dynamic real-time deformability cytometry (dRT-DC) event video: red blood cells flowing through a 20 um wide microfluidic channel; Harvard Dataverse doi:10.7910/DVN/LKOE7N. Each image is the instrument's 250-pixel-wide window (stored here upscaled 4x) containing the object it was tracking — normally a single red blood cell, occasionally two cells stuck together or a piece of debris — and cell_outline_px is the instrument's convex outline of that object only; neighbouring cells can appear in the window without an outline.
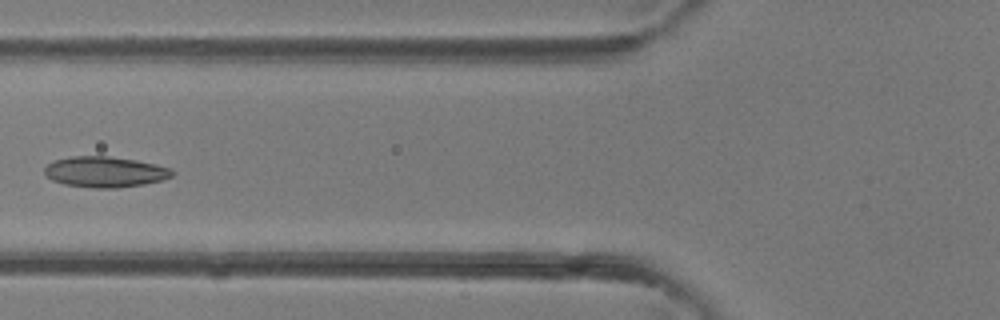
{"species": "common noctule bat (a hibernating species)", "species_latin": "Nyctalus noctula", "temperature_condition": "room temperature", "stored_images_in_passage": 5, "camera_frame_rate_fps": 3000, "um_per_image_px": 0.085, "animal": {"sex": "female"}, "frame": {"image": 1, "passage_image": 5, "time_ms": 4.667, "image_size_px": [1000, 320], "cell_outline_px": [[176, 172], [172, 176], [160, 180], [144, 184], [116, 188], [92, 188], [64, 184], [52, 180], [44, 172], [44, 168], [52, 160], [72, 156], [108, 156], [136, 160], [156, 164], [172, 168]], "centroid_in_image_um": [8.93, 14.6], "position_along_channel_um": 116.9, "area_um2": 22.95}}